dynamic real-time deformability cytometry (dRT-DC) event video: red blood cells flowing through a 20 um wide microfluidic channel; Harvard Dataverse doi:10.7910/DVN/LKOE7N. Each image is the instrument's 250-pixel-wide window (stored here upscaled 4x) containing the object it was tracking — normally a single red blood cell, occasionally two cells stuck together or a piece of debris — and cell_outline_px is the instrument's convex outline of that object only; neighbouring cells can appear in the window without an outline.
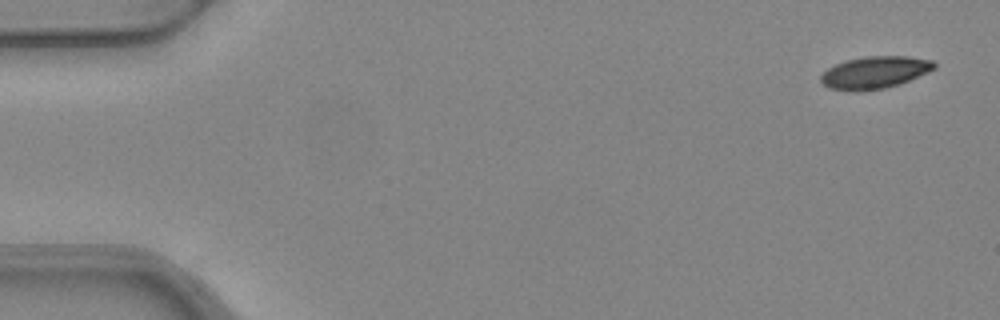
{"species": "common noctule bat (a hibernating species)", "species_latin": "Nyctalus noctula", "temperature_condition": "warm", "stored_images_in_passage": 2, "camera_frame_rate_fps": 3000, "um_per_image_px": 0.085, "animal": {"sex": "female", "body_mass_g": 24.6, "forearm_length_mm": 56.2}, "frame": {"image": 1, "passage_image": 2, "time_ms": 0.333, "image_size_px": [1000, 320], "cell_outline_px": [[936, 68], [928, 72], [900, 84], [884, 88], [828, 88], [820, 80], [820, 76], [828, 68], [836, 64], [848, 60], [864, 56], [908, 56], [932, 60], [936, 64]], "centroid_in_image_um": [74.42, 6.1], "position_along_channel_um": 10.6, "area_um2": 20.52}}